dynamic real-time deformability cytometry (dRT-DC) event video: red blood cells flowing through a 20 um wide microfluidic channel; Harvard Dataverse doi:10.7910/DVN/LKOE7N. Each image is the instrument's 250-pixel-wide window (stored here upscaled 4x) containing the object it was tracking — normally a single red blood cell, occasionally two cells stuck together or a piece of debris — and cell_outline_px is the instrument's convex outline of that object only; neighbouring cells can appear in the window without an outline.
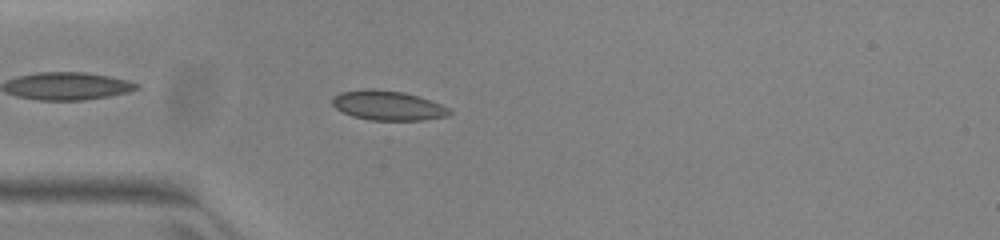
{"species": "common noctule bat (a hibernating species)", "species_latin": "Nyctalus noctula", "temperature_condition": "warm", "stored_images_in_passage": 44, "camera_frame_rate_fps": 3000, "um_per_image_px": 0.085, "animal": {"sex": "female", "body_mass_g": 23.0, "forearm_length_mm": 53.4}, "frame": {"image": 1, "passage_image": 7, "time_ms": 2.0, "image_size_px": [1000, 240], "cell_outline_px": [[452, 112], [448, 116], [424, 120], [368, 120], [352, 116], [336, 108], [332, 104], [332, 96], [340, 92], [368, 88], [372, 88], [404, 92], [440, 104], [448, 108]], "centroid_in_image_um": [32.93, 8.96], "position_along_channel_um": 52.1, "area_um2": 20.17}}
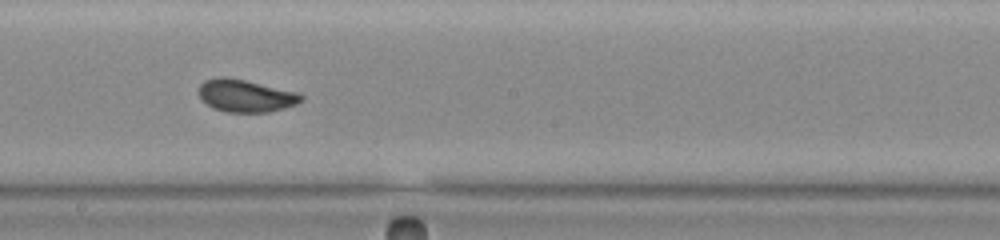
{"frame": {"image": 2, "passage_image": 21, "time_ms": 6.667, "image_size_px": [1000, 240], "cell_outline_px": [[304, 100], [296, 104], [284, 108], [268, 112], [228, 112], [212, 108], [200, 96], [200, 84], [204, 80], [220, 76], [224, 76], [244, 80], [300, 92], [304, 96]], "centroid_in_image_um": [20.93, 8.13], "position_along_channel_um": 227.3, "area_um2": 19.36}}
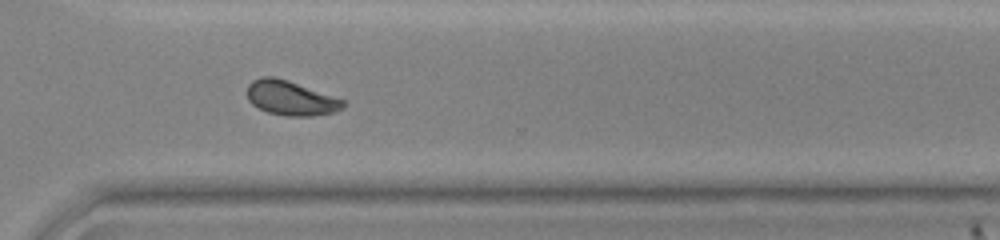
{"frame": {"image": 3, "passage_image": 30, "time_ms": 9.667, "image_size_px": [1000, 240], "cell_outline_px": [[348, 100], [336, 112], [312, 116], [288, 116], [268, 112], [252, 104], [248, 100], [248, 84], [252, 80], [264, 76], [272, 76], [288, 80]], "centroid_in_image_um": [24.75, 8.33], "position_along_channel_um": 345.9, "area_um2": 19.42}, "authors_computed_cell_mechanics": {"area_um2": 19.4208, "velocity_mm_per_s": 3.9515, "shape_relaxation_time_tau1_ms": 7.798, "shape_relaxation_time_tau2_ms": null, "deformation_change_tau1": 0.1525, "deformation_change_tau2": null}}